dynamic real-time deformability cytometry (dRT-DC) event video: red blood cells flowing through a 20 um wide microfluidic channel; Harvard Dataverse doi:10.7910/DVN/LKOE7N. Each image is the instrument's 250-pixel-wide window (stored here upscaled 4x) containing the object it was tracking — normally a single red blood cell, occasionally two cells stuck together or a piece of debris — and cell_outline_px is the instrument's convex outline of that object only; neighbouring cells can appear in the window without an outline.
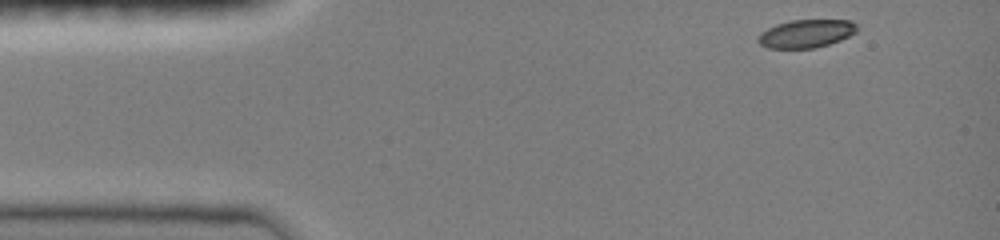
{"species": "common noctule bat (a hibernating species)", "species_latin": "Nyctalus noctula", "temperature_condition": "room temperature", "stored_images_in_passage": 35, "camera_frame_rate_fps": 3000, "um_per_image_px": 0.085, "animal": {"sex": "female", "body_mass_g": 19.0, "forearm_length_mm": 51.5}, "frame": {"image": 1, "passage_image": 1, "time_ms": 0.0, "image_size_px": [1000, 240], "cell_outline_px": [[860, 28], [856, 32], [840, 40], [828, 44], [812, 48], [768, 48], [760, 44], [756, 40], [756, 36], [760, 32], [776, 24], [792, 20], [852, 20]], "centroid_in_image_um": [68.51, 2.85], "position_along_channel_um": 16.5, "area_um2": 16.3}}
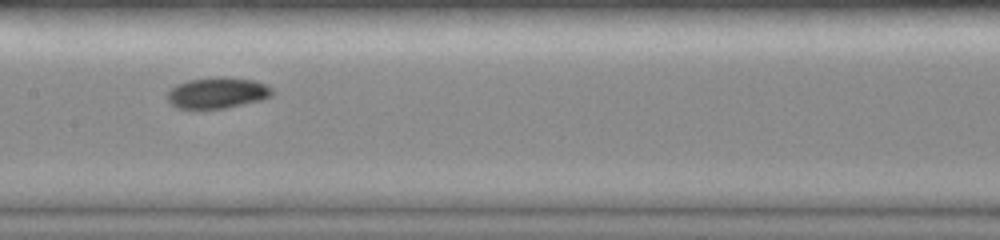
{"frame": {"image": 2, "passage_image": 19, "time_ms": 6.333, "image_size_px": [1000, 240], "cell_outline_px": [[272, 96], [260, 100], [228, 108], [200, 112], [176, 108], [168, 100], [168, 88], [176, 84], [188, 80], [216, 76], [220, 76], [256, 80], [268, 84], [272, 88]], "centroid_in_image_um": [18.44, 7.92], "position_along_channel_um": 189.0, "area_um2": 19.94}}
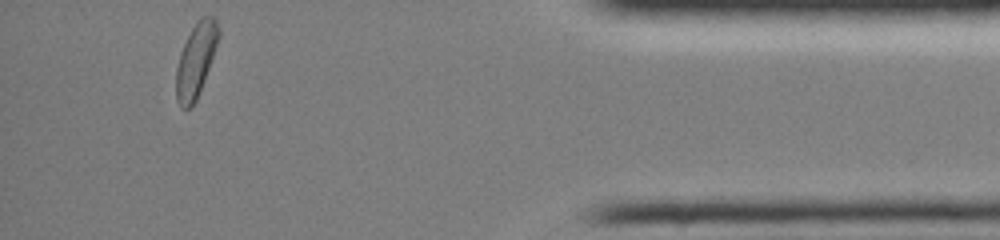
{"frame": {"image": 3, "passage_image": 35, "time_ms": 13.0, "image_size_px": [1000, 240], "cell_outline_px": [[220, 32], [200, 92], [196, 100], [188, 108], [180, 108], [176, 100], [176, 68], [180, 52], [196, 20], [200, 16], [212, 16], [216, 20], [220, 28]], "centroid_in_image_um": [16.63, 5.1], "position_along_channel_um": 418.6, "area_um2": 17.98}, "authors_computed_cell_mechanics": {"area_um2": 17.9758, "velocity_mm_per_s": 4.0524, "shape_relaxation_time_tau1_ms": 3.5812, "shape_relaxation_time_tau2_ms": null, "deformation_change_tau1": 0.1421, "deformation_change_tau2": null}}